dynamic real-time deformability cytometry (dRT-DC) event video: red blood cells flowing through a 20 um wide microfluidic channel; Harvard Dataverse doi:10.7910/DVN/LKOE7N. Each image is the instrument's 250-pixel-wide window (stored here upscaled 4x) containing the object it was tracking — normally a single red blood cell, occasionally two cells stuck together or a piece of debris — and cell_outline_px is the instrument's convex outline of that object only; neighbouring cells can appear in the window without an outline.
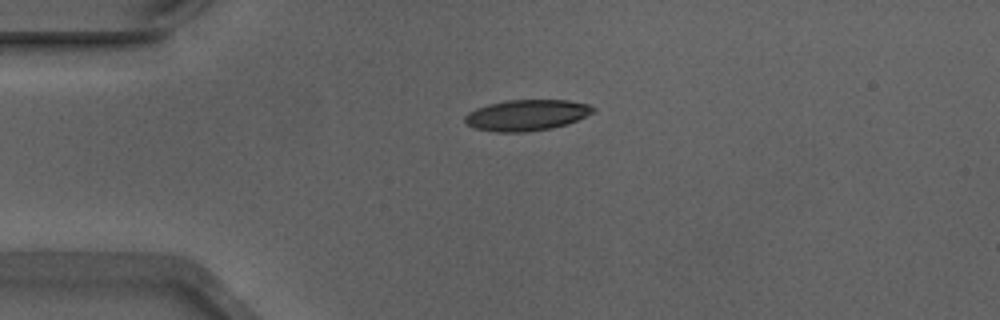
{"species": "Egyptian fruit bat (a non-hibernating species)", "species_latin": "Rousettus aegyptiacus", "temperature_condition": "warm", "stored_images_in_passage": 37, "camera_frame_rate_fps": 3000, "um_per_image_px": 0.085, "animal": {"sex": "male"}, "frame": {"image": 1, "passage_image": 1, "time_ms": 0.0, "image_size_px": [1000, 320], "cell_outline_px": [[596, 108], [592, 112], [568, 124], [552, 128], [524, 132], [496, 132], [476, 128], [468, 124], [464, 120], [464, 116], [468, 112], [476, 108], [488, 104], [508, 100], [568, 100], [588, 104]], "centroid_in_image_um": [44.75, 9.78], "position_along_channel_um": 40.3, "area_um2": 23.0}}
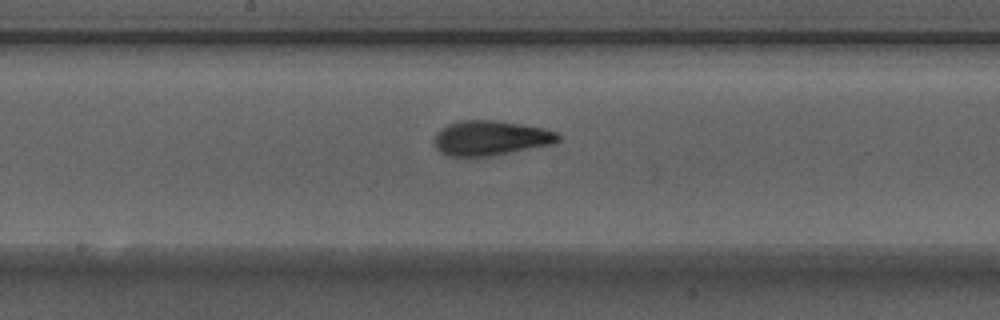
{"frame": {"image": 2, "passage_image": 16, "time_ms": 5.0, "image_size_px": [1000, 320], "cell_outline_px": [[560, 140], [552, 144], [488, 156], [452, 156], [436, 148], [432, 140], [436, 132], [440, 128], [448, 124], [460, 120], [492, 120], [520, 124], [544, 128], [556, 132], [560, 136]], "centroid_in_image_um": [41.67, 11.71], "position_along_channel_um": 206.5, "area_um2": 24.91}}
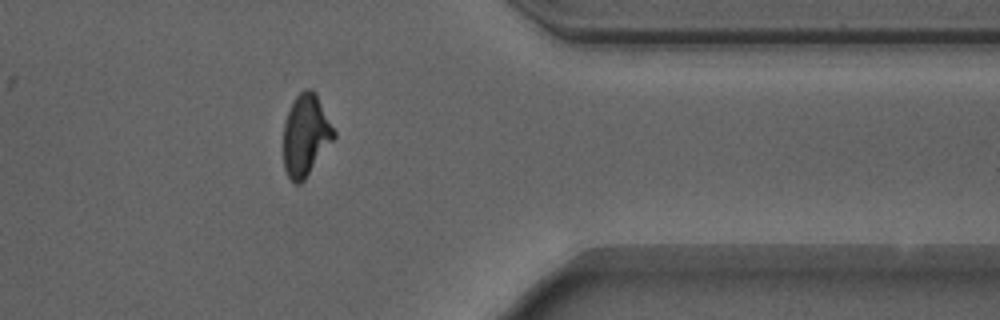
{"frame": {"image": 3, "passage_image": 31, "time_ms": 10.0, "image_size_px": [1000, 320], "cell_outline_px": [[336, 136], [304, 180], [300, 184], [292, 184], [284, 168], [284, 120], [296, 96], [304, 88], [312, 88], [316, 92], [336, 132]], "centroid_in_image_um": [25.99, 11.48], "position_along_channel_um": 385.4, "area_um2": 24.04}, "authors_computed_cell_mechanics": {"area_um2": 23.987, "velocity_mm_per_s": 3.8945, "shape_relaxation_time_tau1_ms": 5.2132, "shape_relaxation_time_tau2_ms": 1.8472, "deformation_change_tau1": 0.2089, "deformation_change_tau2": 0.0749}}